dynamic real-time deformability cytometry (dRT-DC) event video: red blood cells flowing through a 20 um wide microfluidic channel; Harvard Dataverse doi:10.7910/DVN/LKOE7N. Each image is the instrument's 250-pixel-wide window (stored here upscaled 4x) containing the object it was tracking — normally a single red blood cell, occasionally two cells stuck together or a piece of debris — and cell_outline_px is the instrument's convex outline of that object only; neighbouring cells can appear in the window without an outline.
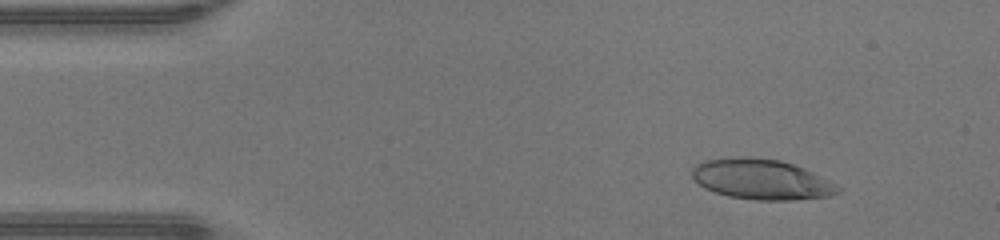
{"species": "human", "species_latin": "Homo sapiens", "temperature_condition": "warm", "stored_images_in_passage": 46, "camera_frame_rate_fps": 3000, "um_per_image_px": 0.085, "donor": {"sex": "male"}, "frame": {"image": 1, "passage_image": 5, "time_ms": 1.333, "image_size_px": [1000, 240], "cell_outline_px": [[844, 188], [840, 192], [832, 196], [792, 200], [756, 200], [728, 196], [704, 188], [692, 176], [692, 168], [696, 164], [704, 160], [740, 156], [780, 160], [804, 168]], "centroid_in_image_um": [64.75, 15.25], "position_along_channel_um": 20.3, "area_um2": 34.28}}
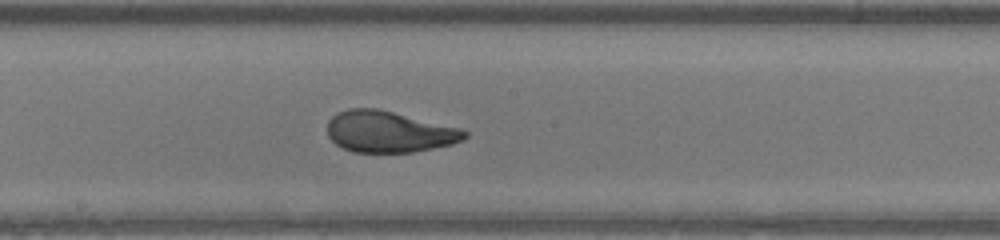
{"frame": {"image": 2, "passage_image": 24, "time_ms": 7.667, "image_size_px": [1000, 240], "cell_outline_px": [[468, 136], [464, 140], [452, 144], [412, 152], [352, 152], [336, 144], [328, 136], [328, 120], [336, 112], [348, 108], [376, 108], [460, 128], [468, 132]], "centroid_in_image_um": [33.05, 11.19], "position_along_channel_um": 215.2, "area_um2": 32.95}}
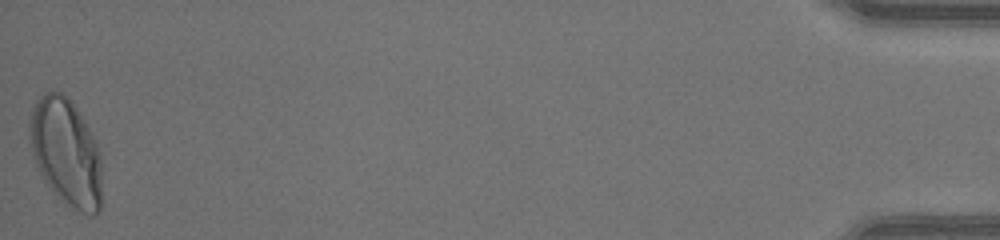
{"frame": {"image": 3, "passage_image": 46, "time_ms": 15.0, "image_size_px": [1000, 240], "cell_outline_px": [[100, 212], [96, 216], [88, 216], [64, 204], [56, 196], [44, 180], [32, 156], [28, 128], [32, 112], [36, 100], [44, 92], [60, 92], [68, 96], [72, 100], [84, 120], [100, 152]], "centroid_in_image_um": [5.6, 12.97], "position_along_channel_um": 429.6, "area_um2": 45.37}, "authors_computed_cell_mechanics": {"area_um2": 34.102, "velocity_mm_per_s": 4.3901, "shape_relaxation_time_tau1_ms": 6.6069, "shape_relaxation_time_tau2_ms": null, "deformation_change_tau1": 0.2543, "deformation_change_tau2": null}}